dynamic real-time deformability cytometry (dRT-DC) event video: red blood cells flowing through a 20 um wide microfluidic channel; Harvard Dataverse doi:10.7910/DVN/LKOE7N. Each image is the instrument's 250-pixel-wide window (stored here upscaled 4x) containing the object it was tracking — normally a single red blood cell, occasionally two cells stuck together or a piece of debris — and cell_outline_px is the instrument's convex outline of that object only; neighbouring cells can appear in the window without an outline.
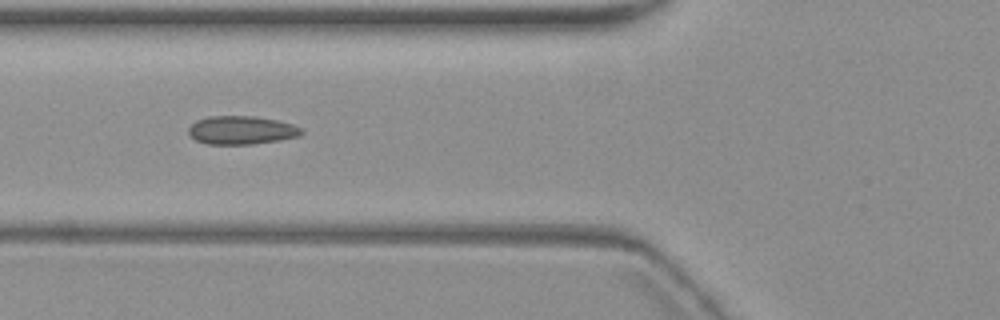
{"species": "common noctule bat (a hibernating species)", "species_latin": "Nyctalus noctula", "temperature_condition": "warm", "stored_images_in_passage": 5, "camera_frame_rate_fps": 3000, "um_per_image_px": 0.085, "animal": {"sex": "female", "body_mass_g": 19.3, "forearm_length_mm": 54.1}, "frame": {"image": 1, "passage_image": 2, "time_ms": 1.333, "image_size_px": [1000, 320], "cell_outline_px": [[304, 132], [300, 136], [280, 140], [252, 144], [208, 144], [196, 140], [188, 136], [188, 128], [196, 120], [208, 116], [252, 116], [276, 120], [292, 124], [300, 128]], "centroid_in_image_um": [20.49, 11.07], "position_along_channel_um": 105.3, "area_um2": 18.73}}
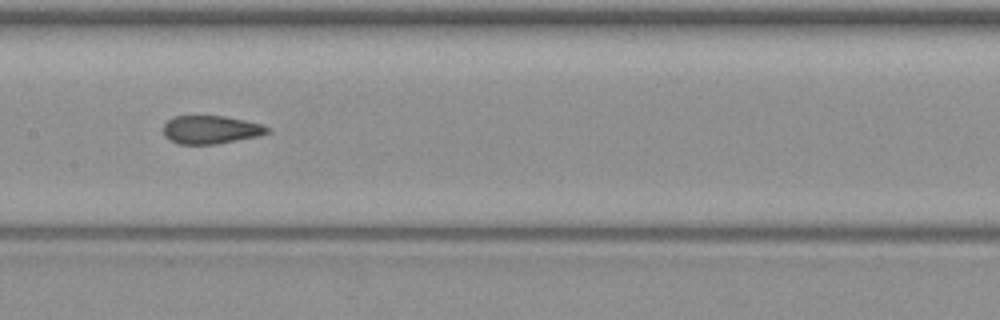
{"frame": {"image": 2, "passage_image": 4, "time_ms": 3.667, "image_size_px": [1000, 320], "cell_outline_px": [[272, 132], [260, 136], [216, 144], [176, 144], [168, 140], [164, 136], [164, 124], [172, 116], [224, 116], [244, 120], [260, 124], [268, 128]], "centroid_in_image_um": [17.9, 11.03], "position_along_channel_um": 189.5, "area_um2": 17.22}}
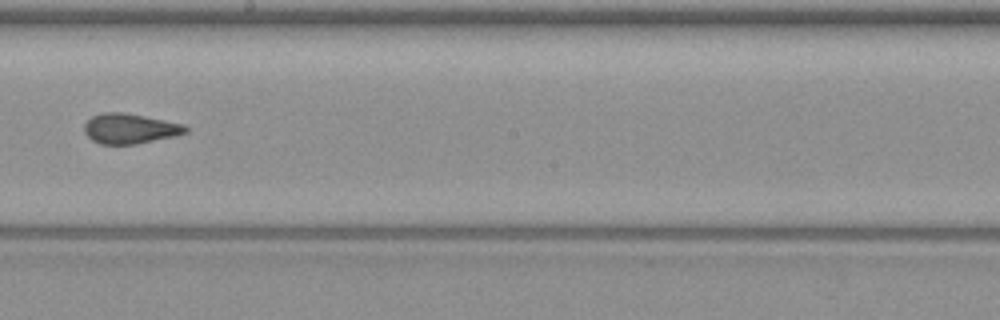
{"frame": {"image": 3, "passage_image": 5, "time_ms": 5.0, "image_size_px": [1000, 320], "cell_outline_px": [[188, 132], [176, 136], [136, 144], [100, 144], [92, 140], [84, 132], [84, 124], [92, 116], [104, 112], [124, 112], [184, 124], [188, 128]], "centroid_in_image_um": [11.05, 10.93], "position_along_channel_um": 237.2, "area_um2": 17.8}}